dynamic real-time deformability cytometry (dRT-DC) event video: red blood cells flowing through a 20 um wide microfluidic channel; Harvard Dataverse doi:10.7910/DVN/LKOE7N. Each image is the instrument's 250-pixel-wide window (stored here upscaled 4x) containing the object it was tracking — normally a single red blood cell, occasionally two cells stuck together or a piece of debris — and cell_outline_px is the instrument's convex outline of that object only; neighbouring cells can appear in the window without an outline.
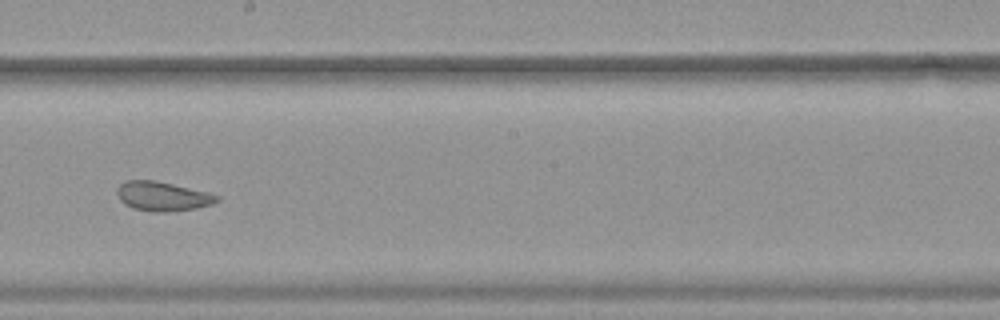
{"species": "common noctule bat (a hibernating species)", "species_latin": "Nyctalus noctula", "temperature_condition": "warm", "stored_images_in_passage": 53, "camera_frame_rate_fps": 3000, "um_per_image_px": 0.085, "animal": {"sex": "female", "body_mass_g": 19.9}, "frame": {"image": 1, "passage_image": 31, "time_ms": 10.0, "image_size_px": [1000, 320], "cell_outline_px": [[220, 200], [212, 204], [196, 208], [164, 212], [152, 212], [132, 208], [124, 204], [120, 200], [116, 192], [116, 188], [120, 184], [128, 180], [156, 180], [208, 192], [220, 196]], "centroid_in_image_um": [13.81, 16.68], "position_along_channel_um": 234.4, "area_um2": 17.17}, "authors_computed_cell_mechanics": {"area_um2": 23.1778, "velocity_mm_per_s": 3.7838, "shape_relaxation_time_tau1_ms": null, "shape_relaxation_time_tau2_ms": 1.4916, "deformation_change_tau1": null, "deformation_change_tau2": 0.0784}}